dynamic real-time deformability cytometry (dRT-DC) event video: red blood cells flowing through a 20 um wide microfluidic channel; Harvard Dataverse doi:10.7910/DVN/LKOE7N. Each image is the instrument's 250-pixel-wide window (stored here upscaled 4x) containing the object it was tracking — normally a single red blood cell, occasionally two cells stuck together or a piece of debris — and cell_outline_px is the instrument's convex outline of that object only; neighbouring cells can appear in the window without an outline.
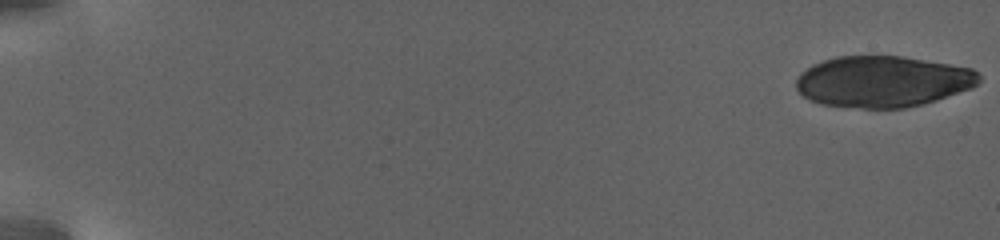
{"species": "human", "species_latin": "Homo sapiens", "temperature_condition": "warm", "stored_images_in_passage": 25, "camera_frame_rate_fps": 3000, "um_per_image_px": 0.085, "donor": {"sex": "female"}, "frame": {"image": 1, "passage_image": 1, "time_ms": 0.0, "image_size_px": [1000, 240], "cell_outline_px": [[980, 80], [972, 88], [924, 104], [904, 108], [864, 108], [824, 104], [812, 100], [804, 96], [796, 88], [796, 80], [800, 72], [812, 64], [836, 56], [900, 56], [972, 68], [980, 76]], "centroid_in_image_um": [75.02, 6.92], "position_along_channel_um": 10.0, "area_um2": 54.33}}
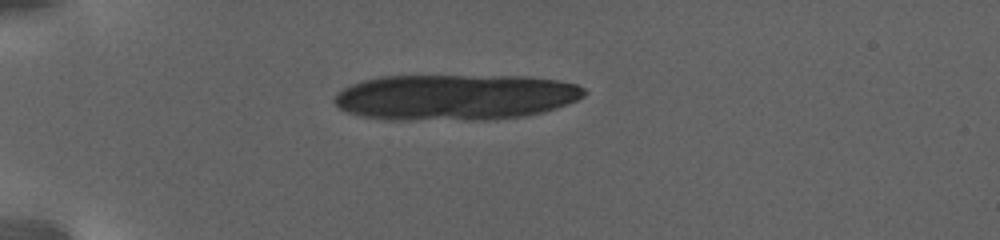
{"frame": {"image": 2, "passage_image": 20, "time_ms": 7.0, "image_size_px": [1000, 240], "cell_outline_px": [[588, 92], [584, 96], [576, 100], [556, 108], [544, 112], [524, 116], [488, 120], [392, 120], [364, 116], [348, 112], [340, 108], [332, 100], [344, 88], [352, 84], [364, 80], [380, 76], [528, 76], [556, 80], [576, 84], [584, 88]], "centroid_in_image_um": [38.73, 8.26], "position_along_channel_um": 46.3, "area_um2": 67.05}}